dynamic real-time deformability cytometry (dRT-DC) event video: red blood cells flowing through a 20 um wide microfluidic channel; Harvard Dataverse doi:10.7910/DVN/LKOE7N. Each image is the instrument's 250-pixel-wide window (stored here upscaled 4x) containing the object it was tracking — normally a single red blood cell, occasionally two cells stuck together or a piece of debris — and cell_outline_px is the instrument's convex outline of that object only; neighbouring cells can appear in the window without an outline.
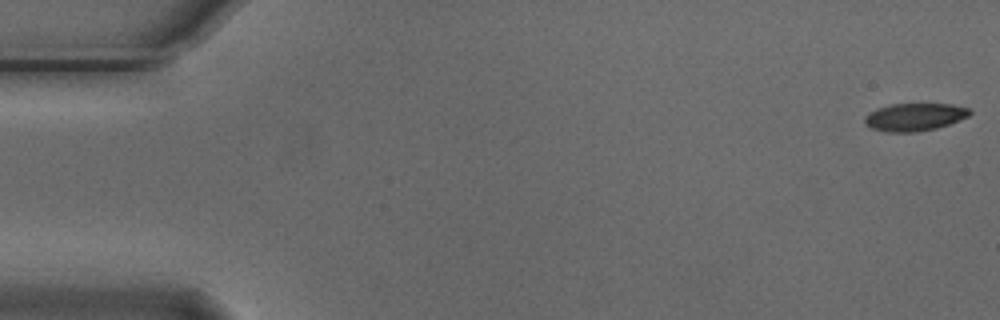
{"species": "Egyptian fruit bat (a non-hibernating species)", "species_latin": "Rousettus aegyptiacus", "temperature_condition": "cold", "stored_images_in_passage": 49, "camera_frame_rate_fps": 3000, "um_per_image_px": 0.085, "animal": {"sex": "male"}, "frame": {"image": 1, "passage_image": 1, "time_ms": 0.0, "image_size_px": [1000, 320], "cell_outline_px": [[972, 112], [968, 116], [948, 124], [936, 128], [916, 132], [888, 132], [872, 128], [864, 124], [864, 116], [868, 112], [876, 108], [892, 104], [952, 104], [968, 108]], "centroid_in_image_um": [77.69, 9.94], "position_along_channel_um": 7.3, "area_um2": 16.94}}
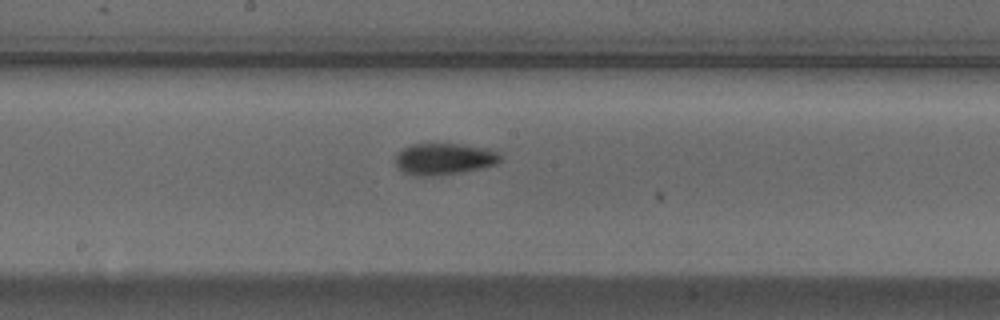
{"frame": {"image": 2, "passage_image": 29, "time_ms": 9.333, "image_size_px": [1000, 320], "cell_outline_px": [[504, 160], [496, 164], [484, 168], [460, 172], [432, 176], [416, 176], [404, 172], [396, 168], [396, 152], [412, 144], [464, 144], [488, 148], [500, 152], [504, 156]], "centroid_in_image_um": [37.81, 13.51], "position_along_channel_um": 210.4, "area_um2": 19.71}}
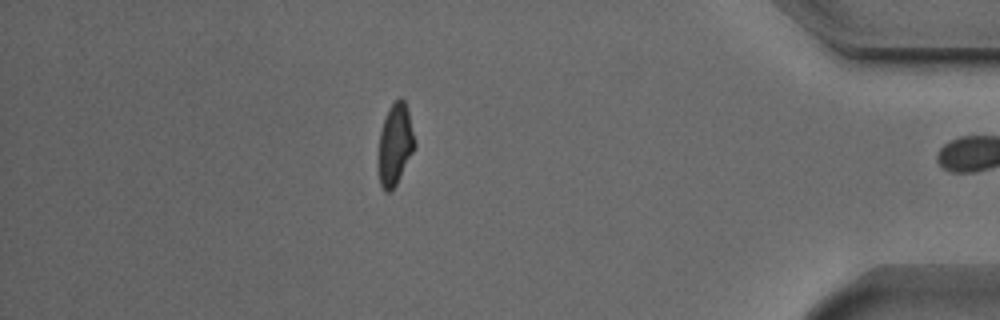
{"frame": {"image": 3, "passage_image": 48, "time_ms": 15.667, "image_size_px": [1000, 320], "cell_outline_px": [[416, 144], [396, 184], [388, 192], [384, 192], [380, 184], [376, 164], [380, 132], [388, 108], [400, 96], [404, 100], [408, 108], [416, 140]], "centroid_in_image_um": [33.56, 12.27], "position_along_channel_um": 401.6, "area_um2": 17.51}, "authors_computed_cell_mechanics": {"area_um2": 18.0336, "velocity_mm_per_s": 3.7207, "shape_relaxation_time_tau1_ms": 4.1673, "shape_relaxation_time_tau2_ms": 4.1949, "deformation_change_tau1": 0.1376, "deformation_change_tau2": 0.1038}}